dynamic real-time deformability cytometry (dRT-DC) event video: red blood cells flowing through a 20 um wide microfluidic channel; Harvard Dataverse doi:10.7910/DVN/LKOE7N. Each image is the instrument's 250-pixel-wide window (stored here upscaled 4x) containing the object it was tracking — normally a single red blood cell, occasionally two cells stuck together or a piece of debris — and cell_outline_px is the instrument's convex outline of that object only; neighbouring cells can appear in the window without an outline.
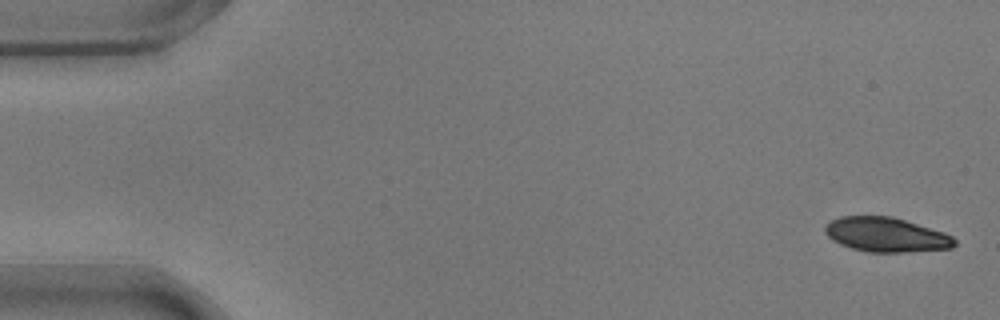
{"species": "common noctule bat (a hibernating species)", "species_latin": "Nyctalus noctula", "temperature_condition": "warm", "stored_images_in_passage": 16, "camera_frame_rate_fps": 3000, "um_per_image_px": 0.085, "animal": {"sex": "male", "body_mass_g": 17.9}, "frame": {"image": 1, "passage_image": 1, "time_ms": 0.0, "image_size_px": [1000, 320], "cell_outline_px": [[956, 244], [952, 248], [904, 252], [868, 252], [852, 248], [840, 244], [832, 240], [824, 232], [824, 224], [840, 216], [892, 216], [944, 232], [952, 236], [956, 240]], "centroid_in_image_um": [75.3, 19.94], "position_along_channel_um": 9.7, "area_um2": 26.07}}
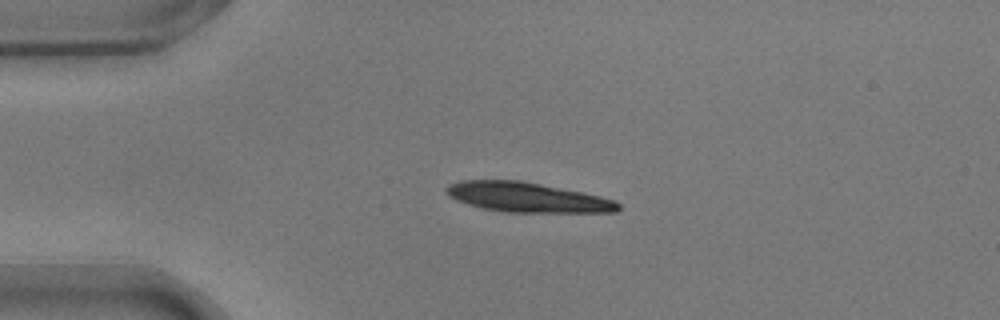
{"frame": {"image": 2, "passage_image": 12, "time_ms": 3.667, "image_size_px": [1000, 320], "cell_outline_px": [[620, 208], [616, 212], [504, 212], [484, 208], [468, 204], [456, 200], [448, 196], [444, 192], [444, 188], [448, 184], [460, 180], [520, 180], [600, 196], [616, 200], [620, 204]], "centroid_in_image_um": [44.77, 16.77], "position_along_channel_um": 40.2, "area_um2": 29.77}}